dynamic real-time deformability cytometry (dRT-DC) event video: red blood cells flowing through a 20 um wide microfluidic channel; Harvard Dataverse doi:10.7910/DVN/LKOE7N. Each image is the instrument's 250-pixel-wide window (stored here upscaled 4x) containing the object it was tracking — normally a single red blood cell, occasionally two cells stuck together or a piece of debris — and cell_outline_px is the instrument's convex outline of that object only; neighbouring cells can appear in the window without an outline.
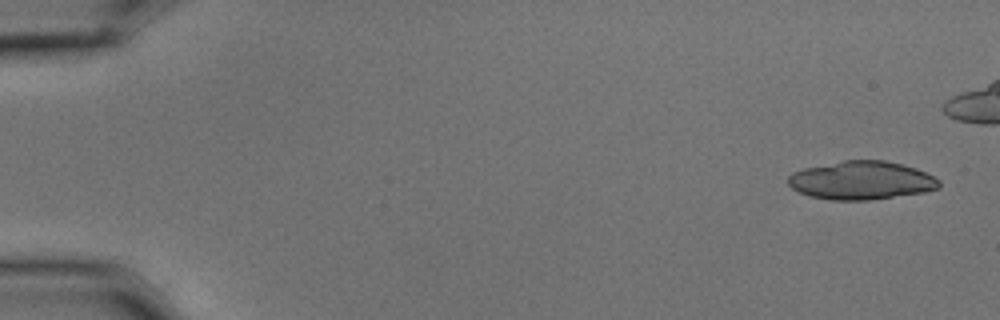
{"species": "common noctule bat (a hibernating species)", "species_latin": "Nyctalus noctula", "temperature_condition": "cold", "stored_images_in_passage": 6, "camera_frame_rate_fps": 3000, "um_per_image_px": 0.085, "animal": {"sex": "male", "body_mass_g": 15.6}, "frame": {"image": 1, "passage_image": 1, "time_ms": 0.0, "image_size_px": [1000, 320], "cell_outline_px": [[940, 188], [924, 192], [868, 200], [832, 200], [808, 196], [792, 188], [788, 184], [788, 176], [792, 172], [804, 168], [844, 160], [884, 160], [916, 168], [940, 180]], "centroid_in_image_um": [73.2, 15.33], "position_along_channel_um": 11.8, "area_um2": 33.7}}